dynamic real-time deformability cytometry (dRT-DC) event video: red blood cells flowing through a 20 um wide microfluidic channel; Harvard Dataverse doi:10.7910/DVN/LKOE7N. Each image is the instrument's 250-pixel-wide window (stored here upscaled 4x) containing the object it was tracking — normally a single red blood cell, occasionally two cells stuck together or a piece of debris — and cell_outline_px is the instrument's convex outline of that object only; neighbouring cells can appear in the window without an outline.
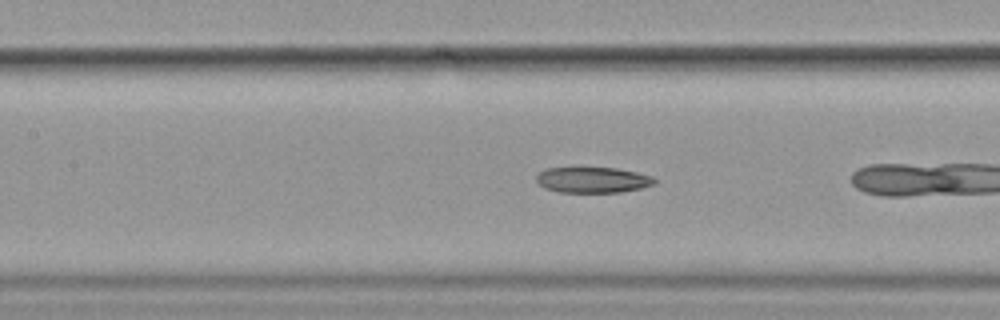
{"species": "common noctule bat (a hibernating species)", "species_latin": "Nyctalus noctula", "temperature_condition": "cold", "stored_images_in_passage": 27, "camera_frame_rate_fps": 3000, "um_per_image_px": 0.085, "animal": {"sex": "female", "body_mass_g": 19.9}, "frame": {"image": 1, "passage_image": 8, "time_ms": 2.333, "image_size_px": [1000, 320], "cell_outline_px": [[656, 184], [640, 188], [620, 192], [560, 192], [544, 188], [536, 180], [536, 176], [540, 172], [548, 168], [616, 168], [636, 172], [652, 176], [656, 180]], "centroid_in_image_um": [50.4, 15.29], "position_along_channel_um": 157.0, "area_um2": 17.57}}